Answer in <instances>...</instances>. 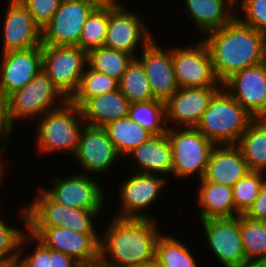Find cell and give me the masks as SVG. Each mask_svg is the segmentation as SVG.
Masks as SVG:
<instances>
[{
  "mask_svg": "<svg viewBox=\"0 0 266 267\" xmlns=\"http://www.w3.org/2000/svg\"><path fill=\"white\" fill-rule=\"evenodd\" d=\"M129 105V100L117 90L89 98L79 108L86 125L104 127L127 116Z\"/></svg>",
  "mask_w": 266,
  "mask_h": 267,
  "instance_id": "cell-26",
  "label": "cell"
},
{
  "mask_svg": "<svg viewBox=\"0 0 266 267\" xmlns=\"http://www.w3.org/2000/svg\"><path fill=\"white\" fill-rule=\"evenodd\" d=\"M249 171L236 145H216L211 151L204 178L212 183L233 187Z\"/></svg>",
  "mask_w": 266,
  "mask_h": 267,
  "instance_id": "cell-22",
  "label": "cell"
},
{
  "mask_svg": "<svg viewBox=\"0 0 266 267\" xmlns=\"http://www.w3.org/2000/svg\"><path fill=\"white\" fill-rule=\"evenodd\" d=\"M265 173L266 172L249 171L232 187L235 208L240 215L248 211L258 196L260 187L266 179Z\"/></svg>",
  "mask_w": 266,
  "mask_h": 267,
  "instance_id": "cell-37",
  "label": "cell"
},
{
  "mask_svg": "<svg viewBox=\"0 0 266 267\" xmlns=\"http://www.w3.org/2000/svg\"><path fill=\"white\" fill-rule=\"evenodd\" d=\"M197 204L201 220L212 218H232L239 216L233 200V188L207 181L205 178L199 180Z\"/></svg>",
  "mask_w": 266,
  "mask_h": 267,
  "instance_id": "cell-25",
  "label": "cell"
},
{
  "mask_svg": "<svg viewBox=\"0 0 266 267\" xmlns=\"http://www.w3.org/2000/svg\"><path fill=\"white\" fill-rule=\"evenodd\" d=\"M35 22L43 29L58 10L62 0H20Z\"/></svg>",
  "mask_w": 266,
  "mask_h": 267,
  "instance_id": "cell-40",
  "label": "cell"
},
{
  "mask_svg": "<svg viewBox=\"0 0 266 267\" xmlns=\"http://www.w3.org/2000/svg\"><path fill=\"white\" fill-rule=\"evenodd\" d=\"M184 3V15H188L201 36L220 29L236 17V0H184Z\"/></svg>",
  "mask_w": 266,
  "mask_h": 267,
  "instance_id": "cell-23",
  "label": "cell"
},
{
  "mask_svg": "<svg viewBox=\"0 0 266 267\" xmlns=\"http://www.w3.org/2000/svg\"><path fill=\"white\" fill-rule=\"evenodd\" d=\"M188 245L174 236L161 234L156 243L155 261L161 267H198Z\"/></svg>",
  "mask_w": 266,
  "mask_h": 267,
  "instance_id": "cell-30",
  "label": "cell"
},
{
  "mask_svg": "<svg viewBox=\"0 0 266 267\" xmlns=\"http://www.w3.org/2000/svg\"><path fill=\"white\" fill-rule=\"evenodd\" d=\"M128 116L152 135L167 133L165 102L161 100L149 99L131 103Z\"/></svg>",
  "mask_w": 266,
  "mask_h": 267,
  "instance_id": "cell-29",
  "label": "cell"
},
{
  "mask_svg": "<svg viewBox=\"0 0 266 267\" xmlns=\"http://www.w3.org/2000/svg\"><path fill=\"white\" fill-rule=\"evenodd\" d=\"M119 90L130 104L154 99L144 66L137 58L127 66L119 80Z\"/></svg>",
  "mask_w": 266,
  "mask_h": 267,
  "instance_id": "cell-34",
  "label": "cell"
},
{
  "mask_svg": "<svg viewBox=\"0 0 266 267\" xmlns=\"http://www.w3.org/2000/svg\"><path fill=\"white\" fill-rule=\"evenodd\" d=\"M36 237L48 248L75 258L84 267L99 264V234H81L63 227H45Z\"/></svg>",
  "mask_w": 266,
  "mask_h": 267,
  "instance_id": "cell-18",
  "label": "cell"
},
{
  "mask_svg": "<svg viewBox=\"0 0 266 267\" xmlns=\"http://www.w3.org/2000/svg\"><path fill=\"white\" fill-rule=\"evenodd\" d=\"M222 87H184L165 102L168 128L193 127L199 123L210 100ZM172 122L171 124H168ZM175 124V126H173Z\"/></svg>",
  "mask_w": 266,
  "mask_h": 267,
  "instance_id": "cell-19",
  "label": "cell"
},
{
  "mask_svg": "<svg viewBox=\"0 0 266 267\" xmlns=\"http://www.w3.org/2000/svg\"><path fill=\"white\" fill-rule=\"evenodd\" d=\"M19 216L23 227L7 224L5 218L0 217V266L17 261L18 249L23 234L27 231L26 208L20 209Z\"/></svg>",
  "mask_w": 266,
  "mask_h": 267,
  "instance_id": "cell-36",
  "label": "cell"
},
{
  "mask_svg": "<svg viewBox=\"0 0 266 267\" xmlns=\"http://www.w3.org/2000/svg\"><path fill=\"white\" fill-rule=\"evenodd\" d=\"M99 3H109V2H114L116 0H97Z\"/></svg>",
  "mask_w": 266,
  "mask_h": 267,
  "instance_id": "cell-48",
  "label": "cell"
},
{
  "mask_svg": "<svg viewBox=\"0 0 266 267\" xmlns=\"http://www.w3.org/2000/svg\"><path fill=\"white\" fill-rule=\"evenodd\" d=\"M67 101L43 69L24 87L5 99L8 120L13 128L18 119L34 120L35 117L37 120L47 111L57 109Z\"/></svg>",
  "mask_w": 266,
  "mask_h": 267,
  "instance_id": "cell-6",
  "label": "cell"
},
{
  "mask_svg": "<svg viewBox=\"0 0 266 267\" xmlns=\"http://www.w3.org/2000/svg\"><path fill=\"white\" fill-rule=\"evenodd\" d=\"M42 70L41 45L26 50L1 53L0 99L29 83Z\"/></svg>",
  "mask_w": 266,
  "mask_h": 267,
  "instance_id": "cell-20",
  "label": "cell"
},
{
  "mask_svg": "<svg viewBox=\"0 0 266 267\" xmlns=\"http://www.w3.org/2000/svg\"><path fill=\"white\" fill-rule=\"evenodd\" d=\"M251 171H266V117L254 118L236 145Z\"/></svg>",
  "mask_w": 266,
  "mask_h": 267,
  "instance_id": "cell-27",
  "label": "cell"
},
{
  "mask_svg": "<svg viewBox=\"0 0 266 267\" xmlns=\"http://www.w3.org/2000/svg\"><path fill=\"white\" fill-rule=\"evenodd\" d=\"M98 4L97 0H62L42 29V44L77 46L86 19Z\"/></svg>",
  "mask_w": 266,
  "mask_h": 267,
  "instance_id": "cell-13",
  "label": "cell"
},
{
  "mask_svg": "<svg viewBox=\"0 0 266 267\" xmlns=\"http://www.w3.org/2000/svg\"><path fill=\"white\" fill-rule=\"evenodd\" d=\"M97 178L84 173H75L72 176L51 177V188L40 189L54 202L70 208L86 210H103L105 195Z\"/></svg>",
  "mask_w": 266,
  "mask_h": 267,
  "instance_id": "cell-12",
  "label": "cell"
},
{
  "mask_svg": "<svg viewBox=\"0 0 266 267\" xmlns=\"http://www.w3.org/2000/svg\"><path fill=\"white\" fill-rule=\"evenodd\" d=\"M168 48V49H167ZM164 49L154 38L136 58L144 66L153 98L166 102L177 90L172 47Z\"/></svg>",
  "mask_w": 266,
  "mask_h": 267,
  "instance_id": "cell-21",
  "label": "cell"
},
{
  "mask_svg": "<svg viewBox=\"0 0 266 267\" xmlns=\"http://www.w3.org/2000/svg\"><path fill=\"white\" fill-rule=\"evenodd\" d=\"M42 69L69 100L87 66V52L79 46L42 44Z\"/></svg>",
  "mask_w": 266,
  "mask_h": 267,
  "instance_id": "cell-9",
  "label": "cell"
},
{
  "mask_svg": "<svg viewBox=\"0 0 266 267\" xmlns=\"http://www.w3.org/2000/svg\"><path fill=\"white\" fill-rule=\"evenodd\" d=\"M240 230L246 259L266 260V221L240 215Z\"/></svg>",
  "mask_w": 266,
  "mask_h": 267,
  "instance_id": "cell-35",
  "label": "cell"
},
{
  "mask_svg": "<svg viewBox=\"0 0 266 267\" xmlns=\"http://www.w3.org/2000/svg\"><path fill=\"white\" fill-rule=\"evenodd\" d=\"M200 222L207 246L221 265L233 267L246 259L240 230V215Z\"/></svg>",
  "mask_w": 266,
  "mask_h": 267,
  "instance_id": "cell-15",
  "label": "cell"
},
{
  "mask_svg": "<svg viewBox=\"0 0 266 267\" xmlns=\"http://www.w3.org/2000/svg\"><path fill=\"white\" fill-rule=\"evenodd\" d=\"M49 267H84L75 258L49 248Z\"/></svg>",
  "mask_w": 266,
  "mask_h": 267,
  "instance_id": "cell-43",
  "label": "cell"
},
{
  "mask_svg": "<svg viewBox=\"0 0 266 267\" xmlns=\"http://www.w3.org/2000/svg\"><path fill=\"white\" fill-rule=\"evenodd\" d=\"M5 168H1L0 167V188H1V186H2V181H3V179H4V177H5V175H3V174H5Z\"/></svg>",
  "mask_w": 266,
  "mask_h": 267,
  "instance_id": "cell-46",
  "label": "cell"
},
{
  "mask_svg": "<svg viewBox=\"0 0 266 267\" xmlns=\"http://www.w3.org/2000/svg\"><path fill=\"white\" fill-rule=\"evenodd\" d=\"M35 128V144L37 154L54 155L73 154L78 146L79 135L84 121L80 108L69 100L57 109L47 111L39 120Z\"/></svg>",
  "mask_w": 266,
  "mask_h": 267,
  "instance_id": "cell-4",
  "label": "cell"
},
{
  "mask_svg": "<svg viewBox=\"0 0 266 267\" xmlns=\"http://www.w3.org/2000/svg\"><path fill=\"white\" fill-rule=\"evenodd\" d=\"M126 178L117 189L119 192L120 205L113 216L118 218H135V219H156L155 216L145 214L150 210V206L157 203L167 180L164 176L157 174L136 172ZM155 201V202H154ZM149 207V208H148ZM120 210V211H119ZM145 211V212H143Z\"/></svg>",
  "mask_w": 266,
  "mask_h": 267,
  "instance_id": "cell-10",
  "label": "cell"
},
{
  "mask_svg": "<svg viewBox=\"0 0 266 267\" xmlns=\"http://www.w3.org/2000/svg\"><path fill=\"white\" fill-rule=\"evenodd\" d=\"M37 188L36 198L26 204L27 231L37 236L45 227H63L81 234H100L95 229V216L101 210H86L59 205Z\"/></svg>",
  "mask_w": 266,
  "mask_h": 267,
  "instance_id": "cell-5",
  "label": "cell"
},
{
  "mask_svg": "<svg viewBox=\"0 0 266 267\" xmlns=\"http://www.w3.org/2000/svg\"><path fill=\"white\" fill-rule=\"evenodd\" d=\"M172 64L179 88L222 87L202 38L189 47L172 46Z\"/></svg>",
  "mask_w": 266,
  "mask_h": 267,
  "instance_id": "cell-11",
  "label": "cell"
},
{
  "mask_svg": "<svg viewBox=\"0 0 266 267\" xmlns=\"http://www.w3.org/2000/svg\"><path fill=\"white\" fill-rule=\"evenodd\" d=\"M144 267H161L156 261L153 262V263H150V264H147L146 266Z\"/></svg>",
  "mask_w": 266,
  "mask_h": 267,
  "instance_id": "cell-47",
  "label": "cell"
},
{
  "mask_svg": "<svg viewBox=\"0 0 266 267\" xmlns=\"http://www.w3.org/2000/svg\"><path fill=\"white\" fill-rule=\"evenodd\" d=\"M109 21V3H99L88 15L77 46L87 53L104 46Z\"/></svg>",
  "mask_w": 266,
  "mask_h": 267,
  "instance_id": "cell-33",
  "label": "cell"
},
{
  "mask_svg": "<svg viewBox=\"0 0 266 267\" xmlns=\"http://www.w3.org/2000/svg\"><path fill=\"white\" fill-rule=\"evenodd\" d=\"M237 7L243 14H239ZM236 10V18L241 23L266 35V0H236Z\"/></svg>",
  "mask_w": 266,
  "mask_h": 267,
  "instance_id": "cell-39",
  "label": "cell"
},
{
  "mask_svg": "<svg viewBox=\"0 0 266 267\" xmlns=\"http://www.w3.org/2000/svg\"><path fill=\"white\" fill-rule=\"evenodd\" d=\"M118 1L109 2V21L104 46L136 58L139 47L140 51L144 49L154 39V34L141 15Z\"/></svg>",
  "mask_w": 266,
  "mask_h": 267,
  "instance_id": "cell-8",
  "label": "cell"
},
{
  "mask_svg": "<svg viewBox=\"0 0 266 267\" xmlns=\"http://www.w3.org/2000/svg\"><path fill=\"white\" fill-rule=\"evenodd\" d=\"M103 128L115 150L123 158L153 136L128 115L106 124Z\"/></svg>",
  "mask_w": 266,
  "mask_h": 267,
  "instance_id": "cell-28",
  "label": "cell"
},
{
  "mask_svg": "<svg viewBox=\"0 0 266 267\" xmlns=\"http://www.w3.org/2000/svg\"><path fill=\"white\" fill-rule=\"evenodd\" d=\"M127 156H130L135 163L132 167L136 169L135 172L157 174L164 177L172 174V148L166 134L151 136Z\"/></svg>",
  "mask_w": 266,
  "mask_h": 267,
  "instance_id": "cell-24",
  "label": "cell"
},
{
  "mask_svg": "<svg viewBox=\"0 0 266 267\" xmlns=\"http://www.w3.org/2000/svg\"><path fill=\"white\" fill-rule=\"evenodd\" d=\"M71 157L76 158L78 165L82 167L80 173L89 176L105 175L121 158L103 127L86 124L81 129L76 152Z\"/></svg>",
  "mask_w": 266,
  "mask_h": 267,
  "instance_id": "cell-14",
  "label": "cell"
},
{
  "mask_svg": "<svg viewBox=\"0 0 266 267\" xmlns=\"http://www.w3.org/2000/svg\"><path fill=\"white\" fill-rule=\"evenodd\" d=\"M14 128L10 125L7 116V107L5 100L0 99V167L5 168L3 164L2 156L6 153V148L11 134H13ZM4 141V142H3ZM6 147V148H5ZM2 155V156H1Z\"/></svg>",
  "mask_w": 266,
  "mask_h": 267,
  "instance_id": "cell-41",
  "label": "cell"
},
{
  "mask_svg": "<svg viewBox=\"0 0 266 267\" xmlns=\"http://www.w3.org/2000/svg\"><path fill=\"white\" fill-rule=\"evenodd\" d=\"M0 267H22L21 264L18 261L2 265Z\"/></svg>",
  "mask_w": 266,
  "mask_h": 267,
  "instance_id": "cell-45",
  "label": "cell"
},
{
  "mask_svg": "<svg viewBox=\"0 0 266 267\" xmlns=\"http://www.w3.org/2000/svg\"><path fill=\"white\" fill-rule=\"evenodd\" d=\"M222 87L255 118L266 117V61L233 74Z\"/></svg>",
  "mask_w": 266,
  "mask_h": 267,
  "instance_id": "cell-16",
  "label": "cell"
},
{
  "mask_svg": "<svg viewBox=\"0 0 266 267\" xmlns=\"http://www.w3.org/2000/svg\"><path fill=\"white\" fill-rule=\"evenodd\" d=\"M244 215L253 220L266 221V179L262 183L252 206Z\"/></svg>",
  "mask_w": 266,
  "mask_h": 267,
  "instance_id": "cell-42",
  "label": "cell"
},
{
  "mask_svg": "<svg viewBox=\"0 0 266 267\" xmlns=\"http://www.w3.org/2000/svg\"><path fill=\"white\" fill-rule=\"evenodd\" d=\"M134 57L131 54L101 46L87 53V65L100 73L120 80Z\"/></svg>",
  "mask_w": 266,
  "mask_h": 267,
  "instance_id": "cell-32",
  "label": "cell"
},
{
  "mask_svg": "<svg viewBox=\"0 0 266 267\" xmlns=\"http://www.w3.org/2000/svg\"><path fill=\"white\" fill-rule=\"evenodd\" d=\"M119 90V80L86 66L80 84L69 101L80 107L86 100Z\"/></svg>",
  "mask_w": 266,
  "mask_h": 267,
  "instance_id": "cell-31",
  "label": "cell"
},
{
  "mask_svg": "<svg viewBox=\"0 0 266 267\" xmlns=\"http://www.w3.org/2000/svg\"><path fill=\"white\" fill-rule=\"evenodd\" d=\"M2 29V52L26 50L42 45V29L20 0L7 1Z\"/></svg>",
  "mask_w": 266,
  "mask_h": 267,
  "instance_id": "cell-17",
  "label": "cell"
},
{
  "mask_svg": "<svg viewBox=\"0 0 266 267\" xmlns=\"http://www.w3.org/2000/svg\"><path fill=\"white\" fill-rule=\"evenodd\" d=\"M157 219L113 216L100 233L101 267H144L155 262L156 243L163 233Z\"/></svg>",
  "mask_w": 266,
  "mask_h": 267,
  "instance_id": "cell-1",
  "label": "cell"
},
{
  "mask_svg": "<svg viewBox=\"0 0 266 267\" xmlns=\"http://www.w3.org/2000/svg\"><path fill=\"white\" fill-rule=\"evenodd\" d=\"M28 243L30 246L33 243L35 247L32 252L25 255L23 252L26 251L24 248ZM17 261L22 267H49V248L36 236L26 231L19 244Z\"/></svg>",
  "mask_w": 266,
  "mask_h": 267,
  "instance_id": "cell-38",
  "label": "cell"
},
{
  "mask_svg": "<svg viewBox=\"0 0 266 267\" xmlns=\"http://www.w3.org/2000/svg\"><path fill=\"white\" fill-rule=\"evenodd\" d=\"M202 40L221 84L246 67L266 61V35L236 17L220 29L207 33Z\"/></svg>",
  "mask_w": 266,
  "mask_h": 267,
  "instance_id": "cell-2",
  "label": "cell"
},
{
  "mask_svg": "<svg viewBox=\"0 0 266 267\" xmlns=\"http://www.w3.org/2000/svg\"><path fill=\"white\" fill-rule=\"evenodd\" d=\"M233 267H266V260L263 259H245Z\"/></svg>",
  "mask_w": 266,
  "mask_h": 267,
  "instance_id": "cell-44",
  "label": "cell"
},
{
  "mask_svg": "<svg viewBox=\"0 0 266 267\" xmlns=\"http://www.w3.org/2000/svg\"><path fill=\"white\" fill-rule=\"evenodd\" d=\"M166 135L172 148L175 179L182 181L192 178L195 173L199 180L204 178L211 151L216 145L193 127L168 128Z\"/></svg>",
  "mask_w": 266,
  "mask_h": 267,
  "instance_id": "cell-7",
  "label": "cell"
},
{
  "mask_svg": "<svg viewBox=\"0 0 266 267\" xmlns=\"http://www.w3.org/2000/svg\"><path fill=\"white\" fill-rule=\"evenodd\" d=\"M254 118L222 87L195 128L215 145H237Z\"/></svg>",
  "mask_w": 266,
  "mask_h": 267,
  "instance_id": "cell-3",
  "label": "cell"
}]
</instances>
